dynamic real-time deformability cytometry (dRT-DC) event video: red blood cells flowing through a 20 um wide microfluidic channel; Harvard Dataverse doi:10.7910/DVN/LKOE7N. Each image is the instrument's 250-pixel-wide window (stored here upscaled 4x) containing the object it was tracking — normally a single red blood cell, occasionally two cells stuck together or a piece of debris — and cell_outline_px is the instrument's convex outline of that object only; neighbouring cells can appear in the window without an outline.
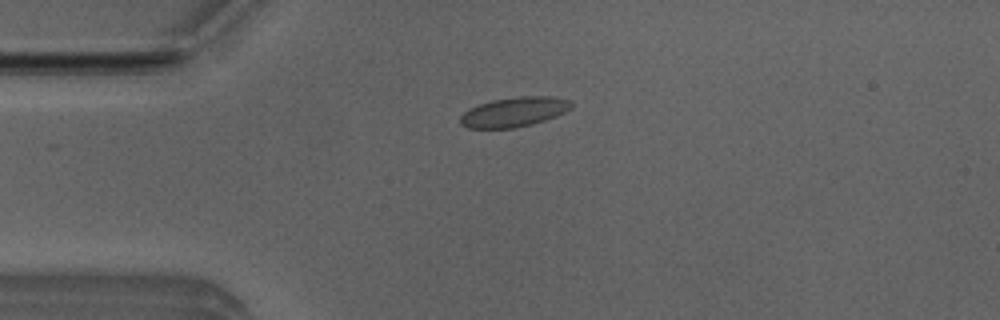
{"species": "Egyptian fruit bat (a non-hibernating species)", "species_latin": "Rousettus aegyptiacus", "temperature_condition": "room temperature", "stored_images_in_passage": 53, "camera_frame_rate_fps": 3000, "um_per_image_px": 0.085, "animal": {"sex": "male"}, "frame": {"image": 1, "passage_image": 13, "time_ms": 4.0, "image_size_px": [1000, 320], "cell_outline_px": [[572, 108], [556, 116], [532, 124], [512, 128], [468, 128], [460, 124], [460, 116], [468, 108], [492, 100], [520, 96], [556, 96], [572, 100]], "centroid_in_image_um": [43.72, 9.5], "position_along_channel_um": 41.3, "area_um2": 19.31}}
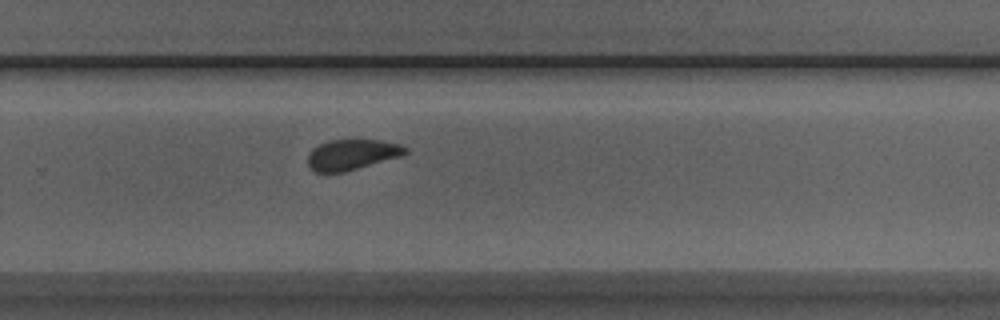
{"frame": {"image": 2, "passage_image": 35, "time_ms": 11.333, "image_size_px": [1000, 320], "cell_outline_px": [[408, 152], [400, 156], [344, 172], [316, 172], [308, 168], [308, 152], [312, 148], [328, 140], [380, 140], [400, 144], [408, 148]], "centroid_in_image_um": [29.88, 13.14], "position_along_channel_um": 299.9, "area_um2": 17.34}}
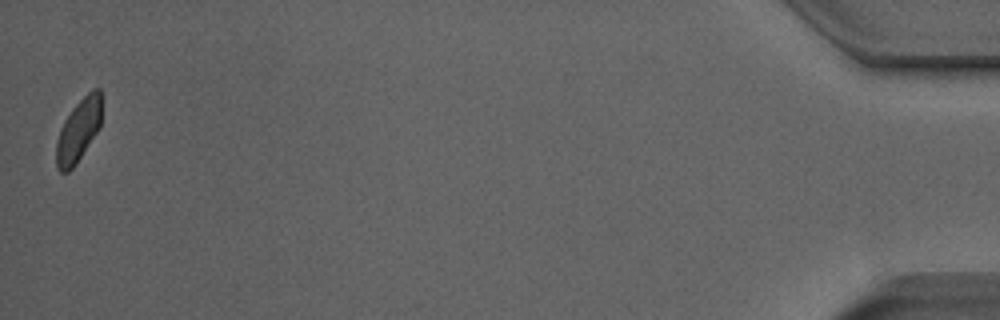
{"frame": {"image": 3, "passage_image": 53, "time_ms": 17.333, "image_size_px": [1000, 320], "cell_outline_px": [[100, 128], [72, 168], [68, 172], [60, 172], [56, 168], [56, 140], [60, 128], [64, 120], [72, 108], [92, 88], [100, 88]], "centroid_in_image_um": [6.64, 11.09], "position_along_channel_um": 428.6, "area_um2": 16.42}, "authors_computed_cell_mechanics": {"area_um2": 18.4382, "velocity_mm_per_s": 3.8273, "shape_relaxation_time_tau1_ms": 4.7926, "shape_relaxation_time_tau2_ms": null, "deformation_change_tau1": 0.092, "deformation_change_tau2": null}}